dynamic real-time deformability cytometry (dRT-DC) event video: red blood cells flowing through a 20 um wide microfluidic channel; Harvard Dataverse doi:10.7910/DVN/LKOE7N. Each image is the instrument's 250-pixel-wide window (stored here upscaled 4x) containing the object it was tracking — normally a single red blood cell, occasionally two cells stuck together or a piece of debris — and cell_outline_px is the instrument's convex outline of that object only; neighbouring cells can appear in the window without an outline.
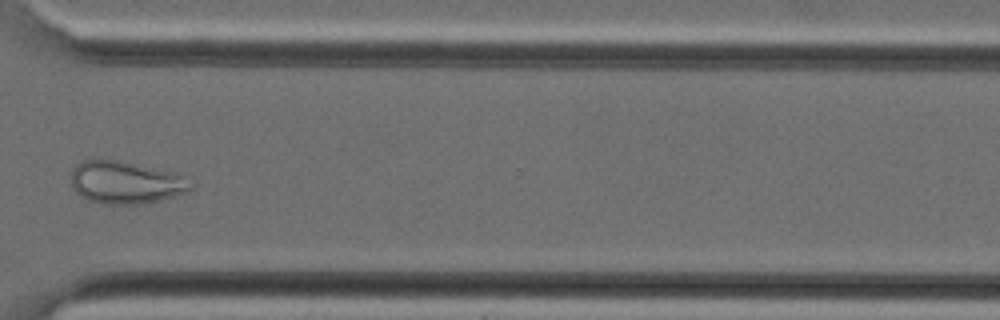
{"species": "Egyptian fruit bat (a non-hibernating species)", "species_latin": "Rousettus aegyptiacus", "temperature_condition": "cold", "stored_images_in_passage": 37, "camera_frame_rate_fps": 3000, "um_per_image_px": 0.085, "animal": {"sex": "female"}, "frame": {"image": 1, "passage_image": 28, "time_ms": 9.0, "image_size_px": [1000, 320], "cell_outline_px": [[192, 188], [184, 192], [160, 200], [144, 204], [104, 204], [88, 200], [80, 196], [72, 188], [72, 172], [76, 164], [92, 156], [116, 160], [172, 172], [184, 176]], "centroid_in_image_um": [10.59, 15.49], "position_along_channel_um": 360.0, "area_um2": 29.65}}
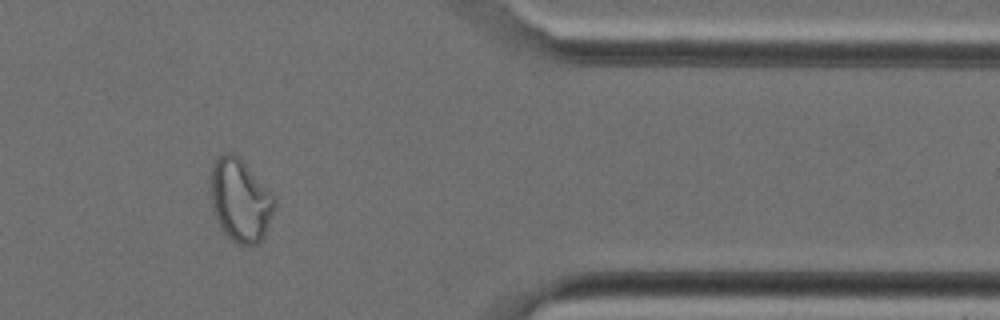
{"frame": {"image": 2, "passage_image": 31, "time_ms": 10.0, "image_size_px": [1000, 320], "cell_outline_px": [[276, 204], [264, 236], [256, 244], [240, 244], [232, 240], [224, 232], [212, 208], [208, 196], [208, 188], [212, 164], [224, 152], [232, 152], [276, 196]], "centroid_in_image_um": [20.39, 17.01], "position_along_channel_um": 391.0, "area_um2": 30.81}}
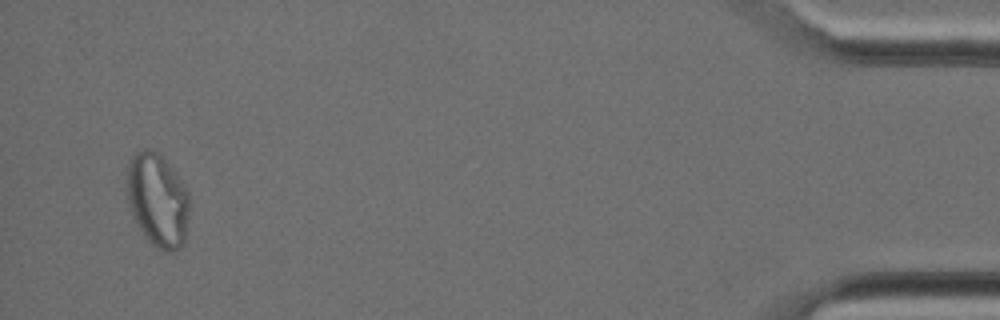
{"frame": {"image": 3, "passage_image": 36, "time_ms": 11.667, "image_size_px": [1000, 320], "cell_outline_px": [[188, 216], [184, 244], [180, 248], [172, 252], [164, 252], [156, 248], [144, 236], [132, 216], [128, 204], [128, 164], [132, 156], [136, 152], [148, 148], [156, 152], [160, 156], [176, 176], [188, 192]], "centroid_in_image_um": [13.38, 17.08], "position_along_channel_um": 421.8, "area_um2": 33.52}}